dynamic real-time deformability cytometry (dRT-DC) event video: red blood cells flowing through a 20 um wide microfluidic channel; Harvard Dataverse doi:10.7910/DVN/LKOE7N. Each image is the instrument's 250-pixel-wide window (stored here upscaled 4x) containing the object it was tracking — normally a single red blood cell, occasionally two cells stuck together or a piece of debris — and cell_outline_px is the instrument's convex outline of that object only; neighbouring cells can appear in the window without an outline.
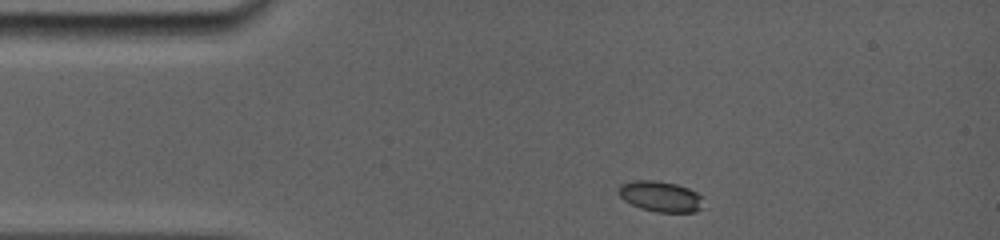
{"species": "common noctule bat (a hibernating species)", "species_latin": "Nyctalus noctula", "temperature_condition": "room temperature", "stored_images_in_passage": 25, "camera_frame_rate_fps": 5000, "um_per_image_px": 0.085, "animal": {"sex": "female", "body_mass_g": 19.0, "forearm_length_mm": 56.7}, "frame": {"image": 1, "passage_image": 1, "time_ms": 0.0, "image_size_px": [1000, 240], "cell_outline_px": [[704, 208], [696, 212], [656, 212], [640, 208], [624, 200], [616, 192], [620, 184], [632, 180], [656, 180], [676, 184], [688, 188], [704, 196]], "centroid_in_image_um": [56.17, 16.7], "position_along_channel_um": 28.8, "area_um2": 15.55}}
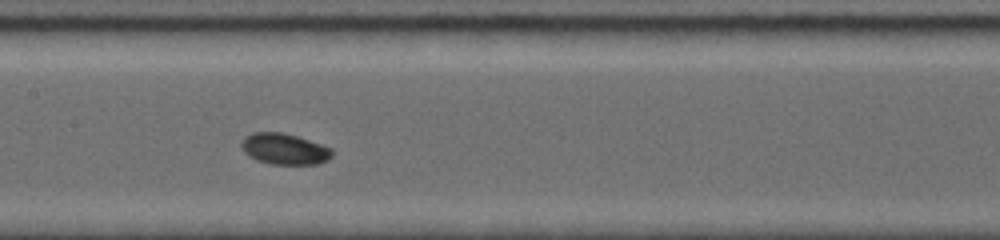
{"frame": {"image": 2, "passage_image": 11, "time_ms": 5.2, "image_size_px": [1000, 240], "cell_outline_px": [[332, 156], [328, 160], [316, 164], [272, 164], [256, 160], [248, 156], [244, 152], [240, 144], [244, 136], [252, 132], [280, 132], [296, 136], [332, 148]], "centroid_in_image_um": [24.14, 12.66], "position_along_channel_um": 183.3, "area_um2": 16.42}}
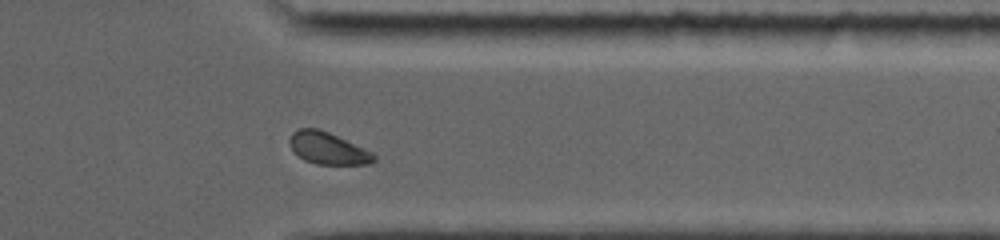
{"frame": {"image": 3, "passage_image": 21, "time_ms": 10.4, "image_size_px": [1000, 240], "cell_outline_px": [[376, 160], [372, 164], [316, 164], [304, 160], [292, 148], [288, 140], [292, 132], [300, 128], [316, 128], [328, 132], [364, 148], [372, 152], [376, 156]], "centroid_in_image_um": [27.88, 12.61], "position_along_channel_um": 383.5, "area_um2": 15.55}, "authors_computed_cell_mechanics": {"area_um2": 16.0106, "velocity_mm_per_s": 3.8383, "shape_relaxation_time_tau1_ms": 3.6906, "shape_relaxation_time_tau2_ms": null, "deformation_change_tau1": 0.0681, "deformation_change_tau2": null}}